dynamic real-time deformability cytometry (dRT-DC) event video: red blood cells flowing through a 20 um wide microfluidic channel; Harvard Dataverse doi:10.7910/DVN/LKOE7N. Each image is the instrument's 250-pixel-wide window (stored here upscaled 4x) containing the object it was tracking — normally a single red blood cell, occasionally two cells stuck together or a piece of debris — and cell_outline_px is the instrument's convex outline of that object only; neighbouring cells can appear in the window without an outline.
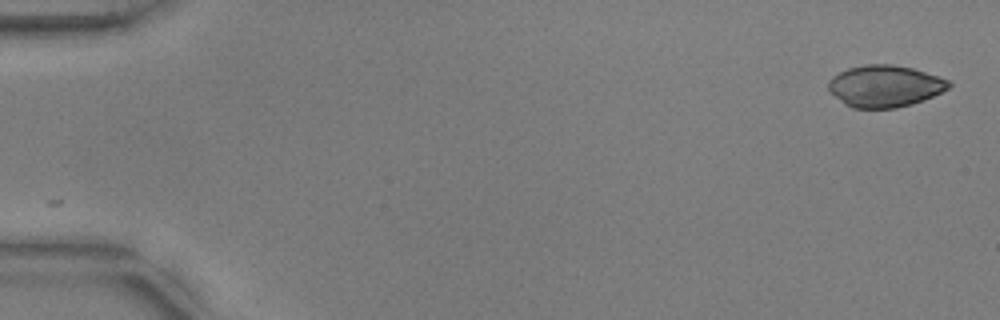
{"species": "common noctule bat (a hibernating species)", "species_latin": "Nyctalus noctula", "temperature_condition": "warm", "stored_images_in_passage": 53, "camera_frame_rate_fps": 3000, "um_per_image_px": 0.085, "animal": {"sex": "male", "body_mass_g": 17.9, "forearm_length_mm": 54.2}, "frame": {"image": 1, "passage_image": 1, "time_ms": 0.0, "image_size_px": [1000, 320], "cell_outline_px": [[952, 84], [948, 88], [932, 96], [912, 104], [896, 108], [852, 108], [844, 104], [828, 92], [828, 80], [832, 76], [848, 68], [864, 64], [892, 64], [912, 68], [948, 80]], "centroid_in_image_um": [75.14, 7.32], "position_along_channel_um": 9.9, "area_um2": 29.3}}
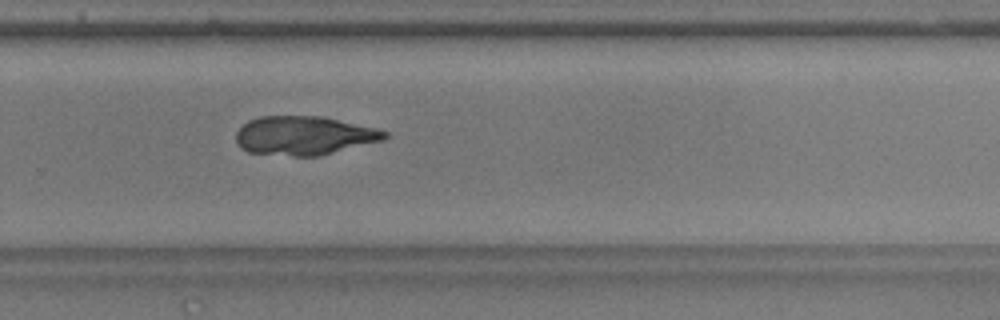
{"frame": {"image": 2, "passage_image": 36, "time_ms": 11.667, "image_size_px": [1000, 320], "cell_outline_px": [[388, 136], [384, 140], [320, 156], [292, 156], [248, 152], [240, 148], [236, 144], [236, 132], [248, 120], [260, 116], [324, 116], [376, 128], [388, 132]], "centroid_in_image_um": [25.85, 11.52], "position_along_channel_um": 304.0, "area_um2": 33.93}}
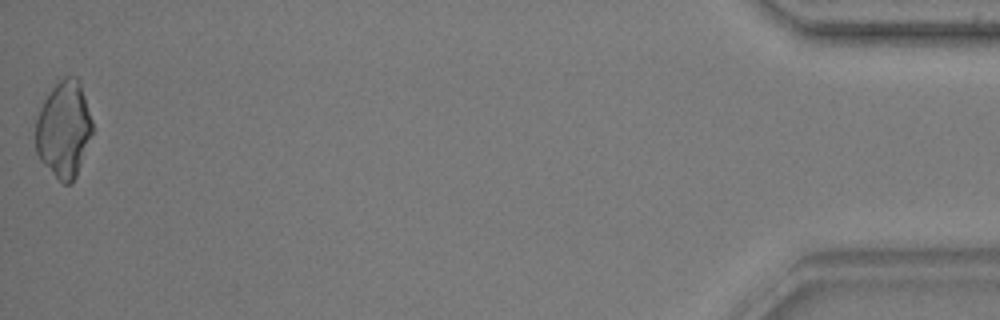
{"frame": {"image": 3, "passage_image": 53, "time_ms": 17.333, "image_size_px": [1000, 320], "cell_outline_px": [[92, 132], [76, 176], [72, 184], [64, 184], [40, 160], [36, 152], [36, 120], [40, 108], [44, 100], [52, 88], [64, 76], [76, 76], [80, 84], [92, 120]], "centroid_in_image_um": [5.41, 10.99], "position_along_channel_um": 429.8, "area_um2": 31.39}}